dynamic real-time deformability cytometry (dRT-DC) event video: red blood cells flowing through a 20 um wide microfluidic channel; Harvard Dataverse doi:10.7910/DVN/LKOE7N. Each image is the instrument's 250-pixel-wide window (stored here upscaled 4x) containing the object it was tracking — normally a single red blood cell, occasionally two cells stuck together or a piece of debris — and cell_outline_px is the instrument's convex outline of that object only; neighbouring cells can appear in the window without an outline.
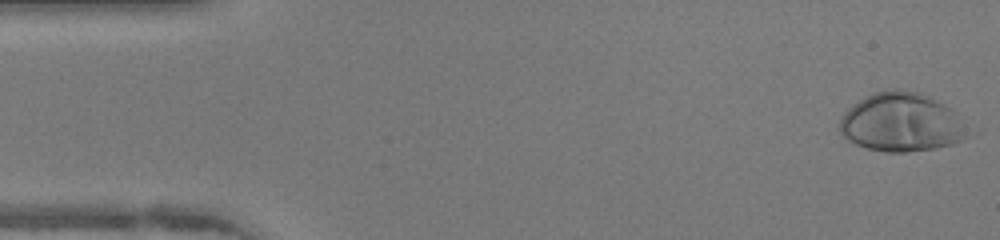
{"species": "human", "species_latin": "Homo sapiens", "temperature_condition": "warm", "stored_images_in_passage": 47, "camera_frame_rate_fps": 3000, "um_per_image_px": 0.085, "donor": {"sex": "female"}, "frame": {"image": 1, "passage_image": 1, "time_ms": 0.0, "image_size_px": [1000, 240], "cell_outline_px": [[960, 140], [952, 144], [932, 148], [904, 152], [888, 152], [868, 148], [856, 144], [848, 140], [840, 132], [840, 116], [848, 108], [860, 100], [876, 92], [916, 92], [944, 104], [952, 112], [960, 136]], "centroid_in_image_um": [76.43, 10.43], "position_along_channel_um": 8.6, "area_um2": 41.21}}
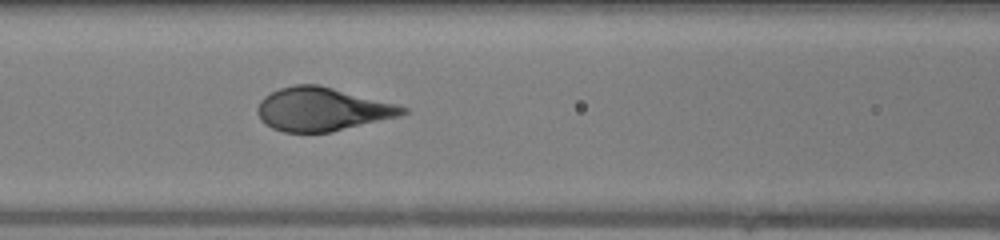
{"frame": {"image": 2, "passage_image": 19, "time_ms": 6.0, "image_size_px": [1000, 240], "cell_outline_px": [[408, 112], [400, 116], [328, 132], [284, 132], [272, 128], [264, 124], [260, 120], [256, 112], [256, 108], [260, 100], [264, 96], [280, 88], [292, 84], [316, 84], [396, 104], [408, 108]], "centroid_in_image_um": [27.32, 9.28], "position_along_channel_um": 139.3, "area_um2": 36.47}}
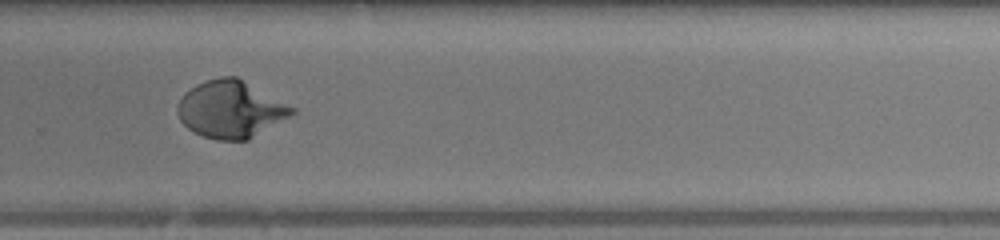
{"frame": {"image": 3, "passage_image": 31, "time_ms": 10.0, "image_size_px": [1000, 240], "cell_outline_px": [[296, 112], [248, 140], [216, 140], [204, 136], [188, 128], [180, 120], [176, 112], [176, 108], [184, 92], [196, 84], [220, 76], [236, 76], [296, 108]], "centroid_in_image_um": [19.59, 9.28], "position_along_channel_um": 310.2, "area_um2": 37.86}}